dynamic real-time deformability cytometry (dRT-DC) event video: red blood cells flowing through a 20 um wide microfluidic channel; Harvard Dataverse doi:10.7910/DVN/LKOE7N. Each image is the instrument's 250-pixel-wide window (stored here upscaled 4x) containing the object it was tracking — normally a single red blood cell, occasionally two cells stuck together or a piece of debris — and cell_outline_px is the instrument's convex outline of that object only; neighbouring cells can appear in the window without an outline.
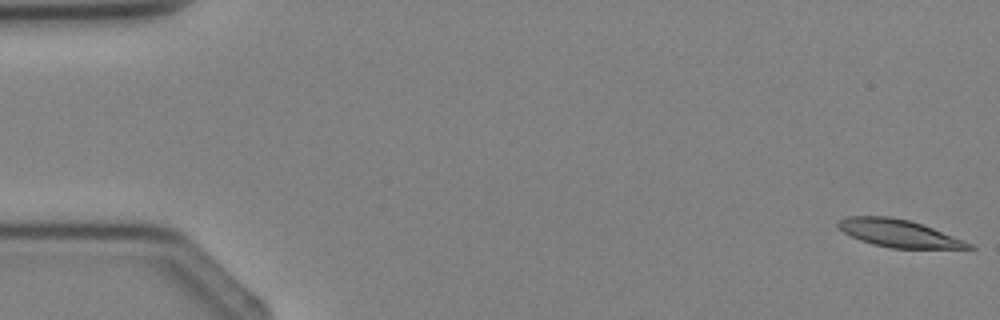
{"species": "Egyptian fruit bat (a non-hibernating species)", "species_latin": "Rousettus aegyptiacus", "temperature_condition": "cold", "stored_images_in_passage": 4, "camera_frame_rate_fps": 3000, "um_per_image_px": 0.085, "animal": {"sex": "female"}, "frame": {"image": 1, "passage_image": 1, "time_ms": 0.0, "image_size_px": [1000, 320], "cell_outline_px": [[976, 248], [888, 248], [872, 244], [860, 240], [844, 232], [836, 224], [840, 220], [848, 216], [888, 216], [908, 220], [932, 228], [964, 240], [972, 244]], "centroid_in_image_um": [76.37, 19.83], "position_along_channel_um": 8.6, "area_um2": 20.58}}